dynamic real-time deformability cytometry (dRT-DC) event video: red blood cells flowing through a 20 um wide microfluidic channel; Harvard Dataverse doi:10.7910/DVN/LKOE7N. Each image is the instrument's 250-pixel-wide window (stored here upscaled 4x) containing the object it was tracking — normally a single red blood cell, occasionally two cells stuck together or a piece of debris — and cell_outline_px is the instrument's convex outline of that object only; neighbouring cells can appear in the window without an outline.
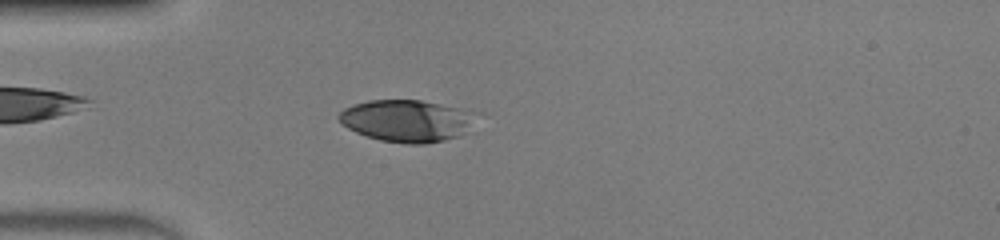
{"species": "human", "species_latin": "Homo sapiens", "temperature_condition": "warm", "stored_images_in_passage": 48, "camera_frame_rate_fps": 3000, "um_per_image_px": 0.085, "donor": {"sex": "male"}, "frame": {"image": 1, "passage_image": 13, "time_ms": 4.0, "image_size_px": [1000, 240], "cell_outline_px": [[484, 112], [460, 136], [444, 140], [424, 144], [408, 144], [380, 140], [356, 132], [348, 128], [336, 116], [344, 108], [352, 104], [368, 100], [420, 100], [468, 108]], "centroid_in_image_um": [34.69, 10.24], "position_along_channel_um": 50.3, "area_um2": 34.28}}
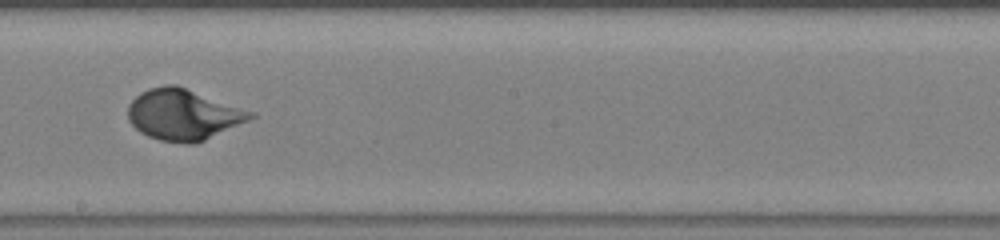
{"frame": {"image": 2, "passage_image": 27, "time_ms": 8.667, "image_size_px": [1000, 240], "cell_outline_px": [[256, 116], [248, 120], [196, 144], [188, 144], [160, 140], [148, 136], [140, 132], [128, 120], [128, 104], [140, 92], [148, 88], [164, 84], [176, 84], [256, 112]], "centroid_in_image_um": [15.57, 9.72], "position_along_channel_um": 232.6, "area_um2": 36.53}}
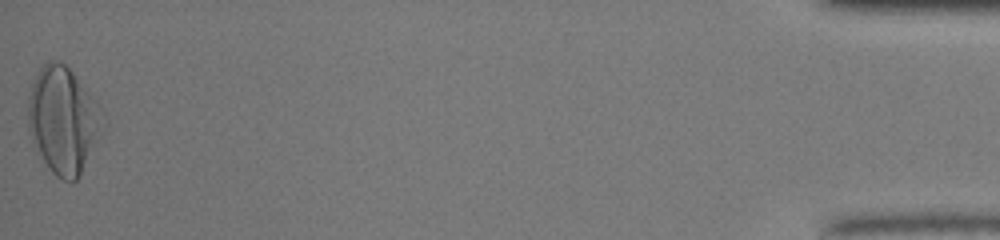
{"frame": {"image": 3, "passage_image": 48, "time_ms": 15.667, "image_size_px": [1000, 240], "cell_outline_px": [[108, 124], [76, 180], [64, 180], [56, 176], [52, 172], [44, 160], [28, 132], [28, 96], [32, 84], [40, 68], [48, 60], [56, 60], [64, 64], [72, 72], [96, 100]], "centroid_in_image_um": [5.4, 10.2], "position_along_channel_um": 429.8, "area_um2": 46.24}, "authors_computed_cell_mechanics": {"area_um2": 34.9401, "velocity_mm_per_s": 4.1984, "shape_relaxation_time_tau1_ms": 3.9164, "shape_relaxation_time_tau2_ms": null, "deformation_change_tau1": 0.2356, "deformation_change_tau2": null}}